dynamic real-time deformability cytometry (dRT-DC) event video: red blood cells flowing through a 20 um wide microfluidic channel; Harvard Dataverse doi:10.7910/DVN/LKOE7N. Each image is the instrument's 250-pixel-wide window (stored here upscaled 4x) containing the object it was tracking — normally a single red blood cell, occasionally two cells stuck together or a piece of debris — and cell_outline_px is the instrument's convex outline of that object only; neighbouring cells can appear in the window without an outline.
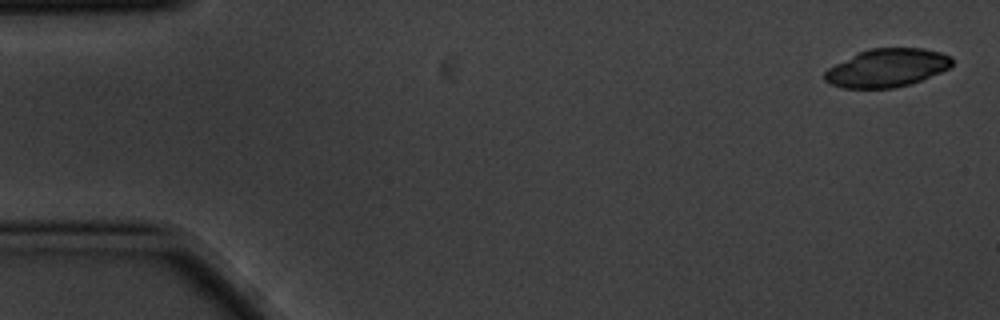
{"species": "common noctule bat (a hibernating species)", "species_latin": "Nyctalus noctula", "temperature_condition": "cold", "stored_images_in_passage": 4, "camera_frame_rate_fps": 3000, "um_per_image_px": 0.085, "animal": {"sex": "male", "body_mass_g": 20.1, "forearm_length_mm": 53.5}, "frame": {"image": 1, "passage_image": 1, "time_ms": 0.0, "image_size_px": [1000, 320], "cell_outline_px": [[952, 64], [948, 68], [940, 72], [920, 80], [896, 88], [844, 88], [828, 84], [824, 80], [824, 72], [828, 68], [868, 48], [924, 48], [940, 52], [952, 56]], "centroid_in_image_um": [75.38, 5.77], "position_along_channel_um": 9.6, "area_um2": 28.21}}